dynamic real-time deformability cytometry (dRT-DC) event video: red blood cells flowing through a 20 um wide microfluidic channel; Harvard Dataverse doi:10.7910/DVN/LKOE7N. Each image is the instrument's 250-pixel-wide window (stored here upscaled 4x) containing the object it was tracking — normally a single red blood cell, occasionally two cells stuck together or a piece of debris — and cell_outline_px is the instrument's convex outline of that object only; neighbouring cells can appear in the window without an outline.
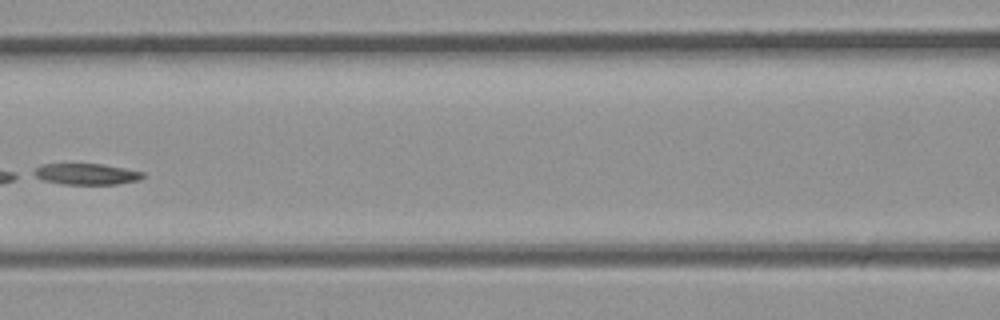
{"species": "common noctule bat (a hibernating species)", "species_latin": "Nyctalus noctula", "temperature_condition": "room temperature", "stored_images_in_passage": 22, "camera_frame_rate_fps": 3000, "um_per_image_px": 0.085, "animal": {"sex": "male", "body_mass_g": 23.1, "forearm_length_mm": 52.7}, "frame": {"image": 1, "passage_image": 13, "time_ms": 4.0, "image_size_px": [1000, 320], "cell_outline_px": [[144, 176], [140, 180], [116, 184], [60, 184], [44, 180], [28, 172], [40, 164], [104, 164], [144, 172]], "centroid_in_image_um": [7.29, 14.79], "position_along_channel_um": 159.3, "area_um2": 13.58}}
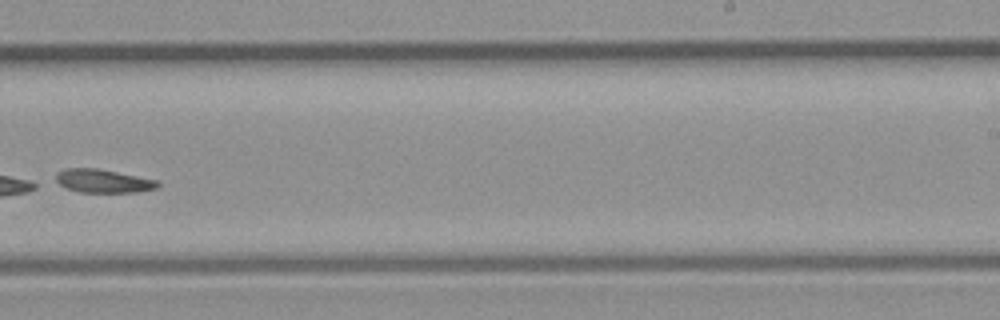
{"frame": {"image": 2, "passage_image": 19, "time_ms": 6.0, "image_size_px": [1000, 320], "cell_outline_px": [[160, 184], [156, 188], [136, 192], [80, 192], [68, 188], [60, 184], [56, 180], [56, 172], [64, 168], [96, 168], [156, 180]], "centroid_in_image_um": [8.73, 15.38], "position_along_channel_um": 280.3, "area_um2": 13.64}}